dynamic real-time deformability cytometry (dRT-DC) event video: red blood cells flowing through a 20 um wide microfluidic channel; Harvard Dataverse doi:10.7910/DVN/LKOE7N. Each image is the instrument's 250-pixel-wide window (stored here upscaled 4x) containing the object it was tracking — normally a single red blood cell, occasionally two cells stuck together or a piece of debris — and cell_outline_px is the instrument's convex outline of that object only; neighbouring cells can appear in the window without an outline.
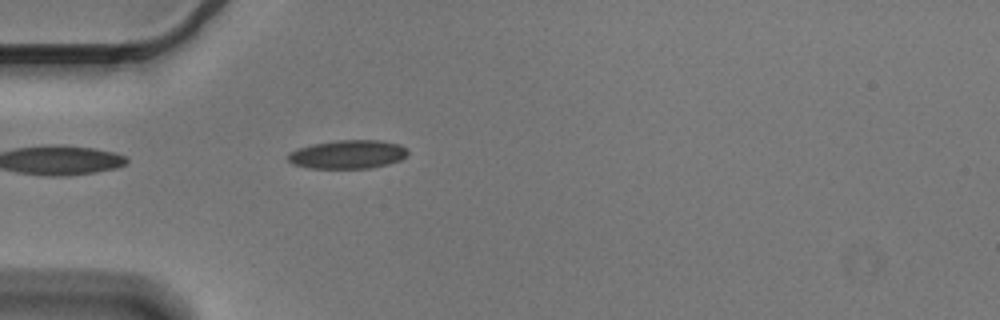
{"species": "Egyptian fruit bat (a non-hibernating species)", "species_latin": "Rousettus aegyptiacus", "temperature_condition": "cold", "stored_images_in_passage": 4, "segment_of_instrument_passage": [2, 2], "camera_frame_rate_fps": 3000, "um_per_image_px": 0.085, "animal": {"sex": "male"}, "frame": {"image": 1, "passage_image": 4, "time_ms": 1.0, "image_size_px": [1000, 320], "cell_outline_px": [[408, 152], [400, 160], [388, 164], [372, 168], [308, 168], [292, 164], [288, 160], [288, 152], [296, 148], [312, 144], [336, 140], [380, 140], [400, 144]], "centroid_in_image_um": [29.51, 13.12], "position_along_channel_um": 55.5, "area_um2": 20.06}}